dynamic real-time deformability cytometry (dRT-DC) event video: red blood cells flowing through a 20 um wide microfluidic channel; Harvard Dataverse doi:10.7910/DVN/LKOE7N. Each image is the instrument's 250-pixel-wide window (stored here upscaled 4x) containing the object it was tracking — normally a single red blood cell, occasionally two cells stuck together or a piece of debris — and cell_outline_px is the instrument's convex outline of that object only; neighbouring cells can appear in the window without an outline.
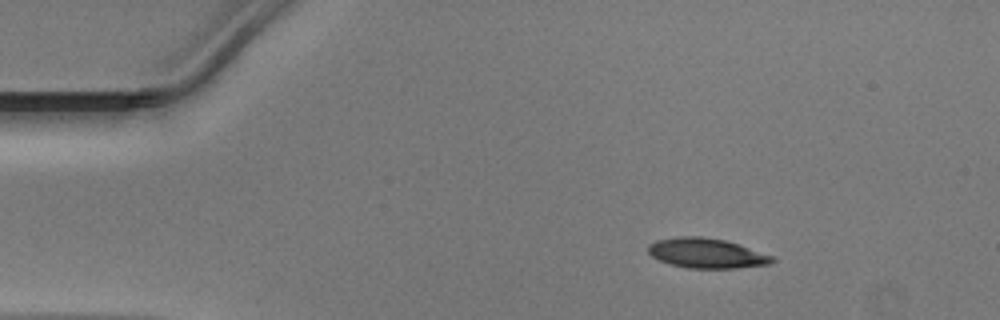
{"species": "Egyptian fruit bat (a non-hibernating species)", "species_latin": "Rousettus aegyptiacus", "temperature_condition": "warm", "stored_images_in_passage": 10, "camera_frame_rate_fps": 3000, "um_per_image_px": 0.085, "animal": {"sex": "male"}, "frame": {"image": 1, "passage_image": 1, "time_ms": 0.0, "image_size_px": [1000, 320], "cell_outline_px": [[776, 260], [768, 264], [736, 268], [688, 268], [672, 264], [660, 260], [652, 256], [648, 252], [648, 244], [656, 240], [680, 236], [700, 236], [724, 240], [772, 256]], "centroid_in_image_um": [60.01, 21.52], "position_along_channel_um": 25.0, "area_um2": 21.21}}